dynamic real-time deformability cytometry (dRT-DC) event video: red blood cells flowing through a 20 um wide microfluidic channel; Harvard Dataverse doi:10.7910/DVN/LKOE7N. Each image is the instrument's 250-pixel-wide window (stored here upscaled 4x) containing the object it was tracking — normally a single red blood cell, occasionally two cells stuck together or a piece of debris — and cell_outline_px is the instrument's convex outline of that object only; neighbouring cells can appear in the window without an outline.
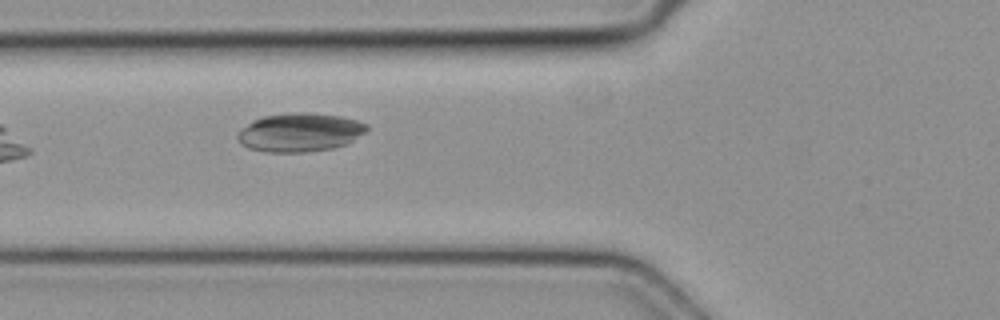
{"species": "common noctule bat (a hibernating species)", "species_latin": "Nyctalus noctula", "temperature_condition": "cold", "stored_images_in_passage": 4, "camera_frame_rate_fps": 3000, "um_per_image_px": 0.085, "animal": {"sex": "female", "body_mass_g": 19.3, "forearm_length_mm": 54.1}, "frame": {"image": 1, "passage_image": 2, "time_ms": 0.333, "image_size_px": [1000, 320], "cell_outline_px": [[368, 132], [348, 144], [332, 148], [304, 152], [268, 152], [248, 148], [240, 144], [236, 136], [240, 128], [252, 120], [264, 116], [300, 112], [304, 112], [340, 116], [356, 120], [368, 124]], "centroid_in_image_um": [25.49, 11.26], "position_along_channel_um": 100.3, "area_um2": 29.3}}
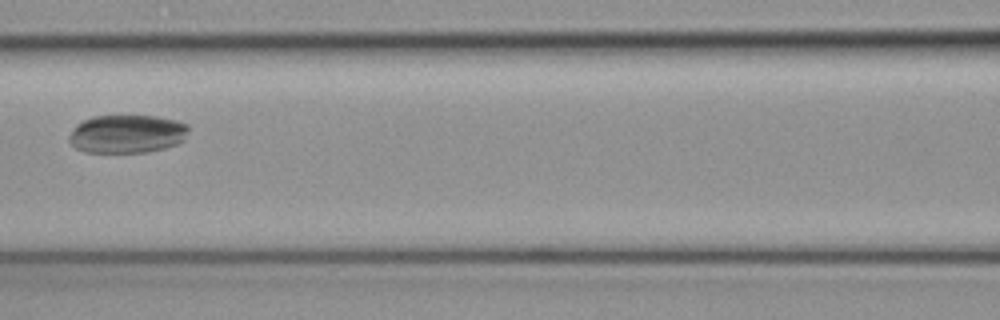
{"frame": {"image": 2, "passage_image": 3, "time_ms": 0.667, "image_size_px": [1000, 320], "cell_outline_px": [[188, 128], [184, 140], [176, 144], [164, 148], [144, 152], [88, 152], [76, 148], [68, 140], [68, 136], [76, 124], [92, 116], [156, 116], [180, 120], [188, 124]], "centroid_in_image_um": [10.8, 11.37], "position_along_channel_um": 155.8, "area_um2": 26.7}}